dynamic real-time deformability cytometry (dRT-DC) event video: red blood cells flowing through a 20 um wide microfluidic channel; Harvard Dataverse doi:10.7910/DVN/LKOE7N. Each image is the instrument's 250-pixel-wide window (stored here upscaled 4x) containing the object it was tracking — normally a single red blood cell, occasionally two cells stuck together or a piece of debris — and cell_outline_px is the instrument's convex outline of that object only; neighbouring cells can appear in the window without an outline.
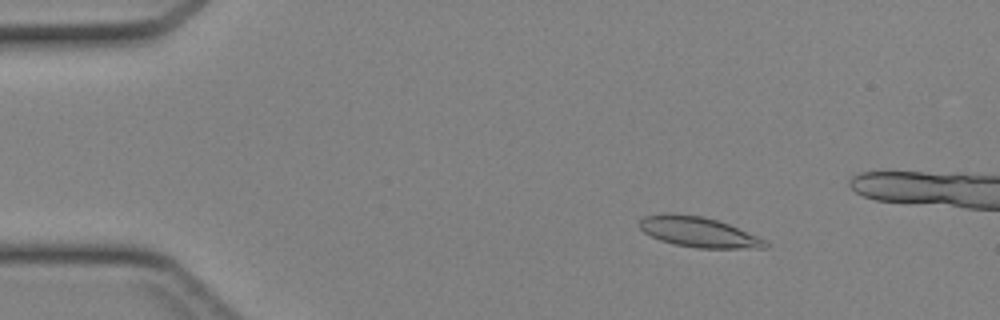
{"species": "Egyptian fruit bat (a non-hibernating species)", "species_latin": "Rousettus aegyptiacus", "temperature_condition": "cold", "stored_images_in_passage": 11, "camera_frame_rate_fps": 3000, "um_per_image_px": 0.085, "animal": {"sex": "female"}, "frame": {"image": 1, "passage_image": 6, "time_ms": 1.667, "image_size_px": [1000, 320], "cell_outline_px": [[768, 248], [696, 248], [676, 244], [660, 240], [644, 232], [640, 228], [640, 220], [644, 216], [700, 216], [716, 220], [728, 224], [756, 236], [764, 240], [768, 244]], "centroid_in_image_um": [59.43, 19.77], "position_along_channel_um": 25.6, "area_um2": 21.04}}